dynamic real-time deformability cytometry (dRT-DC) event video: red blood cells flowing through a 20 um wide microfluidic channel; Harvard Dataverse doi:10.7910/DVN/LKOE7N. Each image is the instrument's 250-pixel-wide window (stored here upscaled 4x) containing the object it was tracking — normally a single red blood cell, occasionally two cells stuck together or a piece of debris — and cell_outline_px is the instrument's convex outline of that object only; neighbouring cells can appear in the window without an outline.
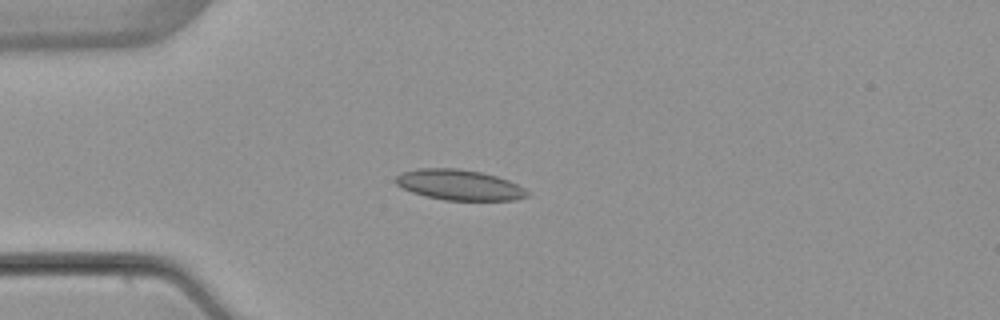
{"species": "common noctule bat (a hibernating species)", "species_latin": "Nyctalus noctula", "temperature_condition": "warm", "stored_images_in_passage": 3, "camera_frame_rate_fps": 3000, "um_per_image_px": 0.085, "animal": {"sex": "female", "body_mass_g": 22.7, "forearm_length_mm": 54.2}, "frame": {"image": 1, "passage_image": 3, "time_ms": 2.333, "image_size_px": [1000, 320], "cell_outline_px": [[528, 196], [516, 200], [444, 200], [412, 192], [396, 184], [392, 180], [400, 172], [416, 168], [456, 168], [480, 172], [496, 176], [508, 180], [524, 188], [528, 192]], "centroid_in_image_um": [39.0, 15.71], "position_along_channel_um": 46.0, "area_um2": 23.35}}